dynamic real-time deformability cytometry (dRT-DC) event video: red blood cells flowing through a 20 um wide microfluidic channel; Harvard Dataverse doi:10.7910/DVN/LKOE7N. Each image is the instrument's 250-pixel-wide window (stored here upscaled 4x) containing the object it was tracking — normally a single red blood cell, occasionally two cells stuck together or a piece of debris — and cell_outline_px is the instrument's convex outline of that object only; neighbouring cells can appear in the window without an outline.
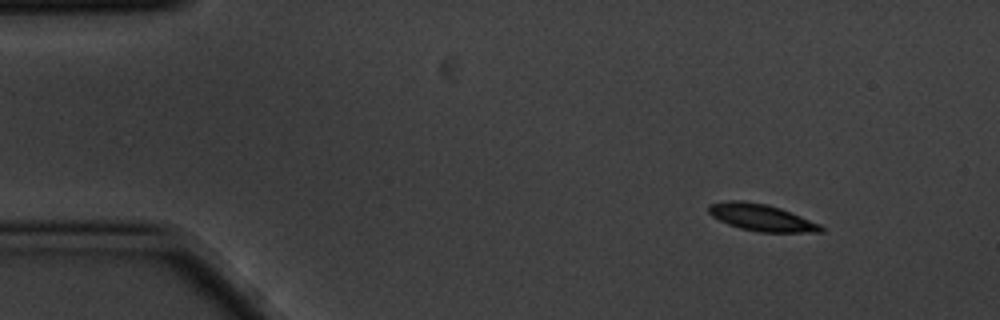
{"species": "common noctule bat (a hibernating species)", "species_latin": "Nyctalus noctula", "temperature_condition": "cold", "stored_images_in_passage": 9, "camera_frame_rate_fps": 3000, "um_per_image_px": 0.085, "animal": {"sex": "male", "body_mass_g": 20.1, "forearm_length_mm": 53.5}, "frame": {"image": 1, "passage_image": 1, "time_ms": 0.0, "image_size_px": [1000, 320], "cell_outline_px": [[824, 232], [760, 232], [740, 228], [728, 224], [712, 216], [708, 212], [708, 204], [728, 200], [744, 200], [768, 204], [780, 208], [820, 224], [824, 228]], "centroid_in_image_um": [64.7, 18.48], "position_along_channel_um": 20.3, "area_um2": 17.57}}
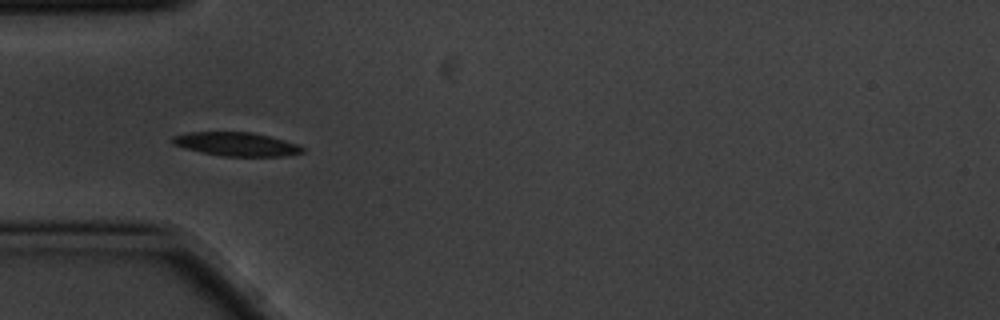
{"frame": {"image": 2, "passage_image": 3, "time_ms": 0.667, "image_size_px": [1000, 320], "cell_outline_px": [[308, 148], [304, 152], [284, 156], [220, 156], [200, 152], [184, 148], [172, 144], [172, 136], [188, 132], [252, 132], [300, 144]], "centroid_in_image_um": [20.12, 12.26], "position_along_channel_um": 64.9, "area_um2": 18.15}}
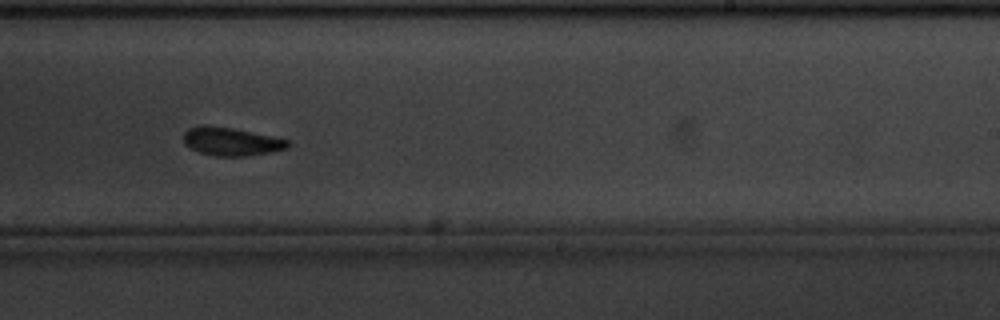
{"frame": {"image": 3, "passage_image": 8, "time_ms": 2.333, "image_size_px": [1000, 320], "cell_outline_px": [[288, 148], [272, 152], [248, 156], [216, 156], [200, 152], [184, 144], [184, 132], [188, 128], [204, 124], [232, 128], [288, 140]], "centroid_in_image_um": [19.62, 12.03], "position_along_channel_um": 269.4, "area_um2": 16.99}}